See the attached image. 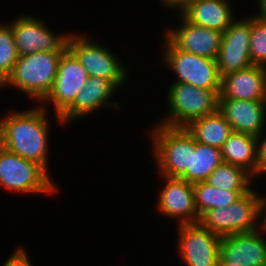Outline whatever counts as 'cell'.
<instances>
[{
    "mask_svg": "<svg viewBox=\"0 0 266 266\" xmlns=\"http://www.w3.org/2000/svg\"><path fill=\"white\" fill-rule=\"evenodd\" d=\"M49 121L44 105L0 120V145L48 170Z\"/></svg>",
    "mask_w": 266,
    "mask_h": 266,
    "instance_id": "6da1fadb",
    "label": "cell"
},
{
    "mask_svg": "<svg viewBox=\"0 0 266 266\" xmlns=\"http://www.w3.org/2000/svg\"><path fill=\"white\" fill-rule=\"evenodd\" d=\"M62 53L36 52L19 56L0 88L14 86L42 103L52 89Z\"/></svg>",
    "mask_w": 266,
    "mask_h": 266,
    "instance_id": "7a4b0ae2",
    "label": "cell"
},
{
    "mask_svg": "<svg viewBox=\"0 0 266 266\" xmlns=\"http://www.w3.org/2000/svg\"><path fill=\"white\" fill-rule=\"evenodd\" d=\"M153 158L162 176L181 177L191 170V150H195V137L186 127L157 124L151 131Z\"/></svg>",
    "mask_w": 266,
    "mask_h": 266,
    "instance_id": "3957f363",
    "label": "cell"
},
{
    "mask_svg": "<svg viewBox=\"0 0 266 266\" xmlns=\"http://www.w3.org/2000/svg\"><path fill=\"white\" fill-rule=\"evenodd\" d=\"M167 92L169 117L157 122L169 127H186L193 120L218 110L221 90H206L191 84L172 82Z\"/></svg>",
    "mask_w": 266,
    "mask_h": 266,
    "instance_id": "277c9868",
    "label": "cell"
},
{
    "mask_svg": "<svg viewBox=\"0 0 266 266\" xmlns=\"http://www.w3.org/2000/svg\"><path fill=\"white\" fill-rule=\"evenodd\" d=\"M260 197L253 189L227 207L206 211L199 223L221 237L259 229ZM257 219L260 220L257 222Z\"/></svg>",
    "mask_w": 266,
    "mask_h": 266,
    "instance_id": "5b68a950",
    "label": "cell"
},
{
    "mask_svg": "<svg viewBox=\"0 0 266 266\" xmlns=\"http://www.w3.org/2000/svg\"><path fill=\"white\" fill-rule=\"evenodd\" d=\"M0 187L24 194H51L57 190V186L41 165L26 160L1 145Z\"/></svg>",
    "mask_w": 266,
    "mask_h": 266,
    "instance_id": "8992f818",
    "label": "cell"
},
{
    "mask_svg": "<svg viewBox=\"0 0 266 266\" xmlns=\"http://www.w3.org/2000/svg\"><path fill=\"white\" fill-rule=\"evenodd\" d=\"M163 63L177 74L172 82L191 84L200 89L221 90L217 60L184 52L178 49L166 36Z\"/></svg>",
    "mask_w": 266,
    "mask_h": 266,
    "instance_id": "52a82bcc",
    "label": "cell"
},
{
    "mask_svg": "<svg viewBox=\"0 0 266 266\" xmlns=\"http://www.w3.org/2000/svg\"><path fill=\"white\" fill-rule=\"evenodd\" d=\"M67 48L86 69L89 77H100L110 81L117 89L127 78L125 65L111 51L90 38L69 34Z\"/></svg>",
    "mask_w": 266,
    "mask_h": 266,
    "instance_id": "ba28073f",
    "label": "cell"
},
{
    "mask_svg": "<svg viewBox=\"0 0 266 266\" xmlns=\"http://www.w3.org/2000/svg\"><path fill=\"white\" fill-rule=\"evenodd\" d=\"M9 25L19 56L36 52H63L67 48L69 34L57 35L48 29L44 20L26 14L17 17Z\"/></svg>",
    "mask_w": 266,
    "mask_h": 266,
    "instance_id": "9c48e42d",
    "label": "cell"
},
{
    "mask_svg": "<svg viewBox=\"0 0 266 266\" xmlns=\"http://www.w3.org/2000/svg\"><path fill=\"white\" fill-rule=\"evenodd\" d=\"M178 253L186 266H218L221 236L200 223L178 225Z\"/></svg>",
    "mask_w": 266,
    "mask_h": 266,
    "instance_id": "30bf717a",
    "label": "cell"
},
{
    "mask_svg": "<svg viewBox=\"0 0 266 266\" xmlns=\"http://www.w3.org/2000/svg\"><path fill=\"white\" fill-rule=\"evenodd\" d=\"M88 78L86 69L66 48L61 55L52 89L42 101L43 104L52 101L56 117L61 124L59 116L73 103L78 91L87 83Z\"/></svg>",
    "mask_w": 266,
    "mask_h": 266,
    "instance_id": "8fae6325",
    "label": "cell"
},
{
    "mask_svg": "<svg viewBox=\"0 0 266 266\" xmlns=\"http://www.w3.org/2000/svg\"><path fill=\"white\" fill-rule=\"evenodd\" d=\"M251 18L234 20L222 33L217 58L219 75L223 76L250 67L252 64L249 44Z\"/></svg>",
    "mask_w": 266,
    "mask_h": 266,
    "instance_id": "7c38bea8",
    "label": "cell"
},
{
    "mask_svg": "<svg viewBox=\"0 0 266 266\" xmlns=\"http://www.w3.org/2000/svg\"><path fill=\"white\" fill-rule=\"evenodd\" d=\"M166 182L158 195L157 207L162 215L178 219V224L199 223L193 184L179 177L163 176Z\"/></svg>",
    "mask_w": 266,
    "mask_h": 266,
    "instance_id": "4fadbf2b",
    "label": "cell"
},
{
    "mask_svg": "<svg viewBox=\"0 0 266 266\" xmlns=\"http://www.w3.org/2000/svg\"><path fill=\"white\" fill-rule=\"evenodd\" d=\"M179 14L180 27L169 29L164 35L184 52L217 60L222 32L193 24Z\"/></svg>",
    "mask_w": 266,
    "mask_h": 266,
    "instance_id": "5bb4252c",
    "label": "cell"
},
{
    "mask_svg": "<svg viewBox=\"0 0 266 266\" xmlns=\"http://www.w3.org/2000/svg\"><path fill=\"white\" fill-rule=\"evenodd\" d=\"M218 111L231 125L233 132L257 138L263 135L266 128V101L224 99L219 95Z\"/></svg>",
    "mask_w": 266,
    "mask_h": 266,
    "instance_id": "9a60e30c",
    "label": "cell"
},
{
    "mask_svg": "<svg viewBox=\"0 0 266 266\" xmlns=\"http://www.w3.org/2000/svg\"><path fill=\"white\" fill-rule=\"evenodd\" d=\"M260 229L229 234L220 240L218 261H229L243 266H266V241Z\"/></svg>",
    "mask_w": 266,
    "mask_h": 266,
    "instance_id": "2e32d148",
    "label": "cell"
},
{
    "mask_svg": "<svg viewBox=\"0 0 266 266\" xmlns=\"http://www.w3.org/2000/svg\"><path fill=\"white\" fill-rule=\"evenodd\" d=\"M115 89L117 88L106 79L89 77L87 83L78 91L73 103L59 116L60 121L63 124L71 123L72 120L75 122L102 107L119 109L117 102L109 101Z\"/></svg>",
    "mask_w": 266,
    "mask_h": 266,
    "instance_id": "e0dca14e",
    "label": "cell"
},
{
    "mask_svg": "<svg viewBox=\"0 0 266 266\" xmlns=\"http://www.w3.org/2000/svg\"><path fill=\"white\" fill-rule=\"evenodd\" d=\"M224 99L266 101V67L251 65L222 77Z\"/></svg>",
    "mask_w": 266,
    "mask_h": 266,
    "instance_id": "ac0fdd59",
    "label": "cell"
},
{
    "mask_svg": "<svg viewBox=\"0 0 266 266\" xmlns=\"http://www.w3.org/2000/svg\"><path fill=\"white\" fill-rule=\"evenodd\" d=\"M230 0H192L181 14L193 24L224 32L235 20Z\"/></svg>",
    "mask_w": 266,
    "mask_h": 266,
    "instance_id": "d6986e66",
    "label": "cell"
},
{
    "mask_svg": "<svg viewBox=\"0 0 266 266\" xmlns=\"http://www.w3.org/2000/svg\"><path fill=\"white\" fill-rule=\"evenodd\" d=\"M258 139L249 134L232 132L221 148L223 162L245 169L255 179Z\"/></svg>",
    "mask_w": 266,
    "mask_h": 266,
    "instance_id": "ffe728a7",
    "label": "cell"
},
{
    "mask_svg": "<svg viewBox=\"0 0 266 266\" xmlns=\"http://www.w3.org/2000/svg\"><path fill=\"white\" fill-rule=\"evenodd\" d=\"M186 128L197 142L219 149L233 132L231 125L218 110L193 120Z\"/></svg>",
    "mask_w": 266,
    "mask_h": 266,
    "instance_id": "44dd1931",
    "label": "cell"
},
{
    "mask_svg": "<svg viewBox=\"0 0 266 266\" xmlns=\"http://www.w3.org/2000/svg\"><path fill=\"white\" fill-rule=\"evenodd\" d=\"M222 162L221 149L195 140V150H191V170H186L180 178L191 184L204 182Z\"/></svg>",
    "mask_w": 266,
    "mask_h": 266,
    "instance_id": "7402d4cb",
    "label": "cell"
},
{
    "mask_svg": "<svg viewBox=\"0 0 266 266\" xmlns=\"http://www.w3.org/2000/svg\"><path fill=\"white\" fill-rule=\"evenodd\" d=\"M195 207L199 217L206 211L219 207H227L251 190H224L208 183L193 184Z\"/></svg>",
    "mask_w": 266,
    "mask_h": 266,
    "instance_id": "603a6c76",
    "label": "cell"
},
{
    "mask_svg": "<svg viewBox=\"0 0 266 266\" xmlns=\"http://www.w3.org/2000/svg\"><path fill=\"white\" fill-rule=\"evenodd\" d=\"M252 175L245 169L222 162L206 179V183L224 190H252L250 187Z\"/></svg>",
    "mask_w": 266,
    "mask_h": 266,
    "instance_id": "cb8c5ba5",
    "label": "cell"
},
{
    "mask_svg": "<svg viewBox=\"0 0 266 266\" xmlns=\"http://www.w3.org/2000/svg\"><path fill=\"white\" fill-rule=\"evenodd\" d=\"M7 25L0 24V85L10 75L19 57L12 28Z\"/></svg>",
    "mask_w": 266,
    "mask_h": 266,
    "instance_id": "d4e9b609",
    "label": "cell"
},
{
    "mask_svg": "<svg viewBox=\"0 0 266 266\" xmlns=\"http://www.w3.org/2000/svg\"><path fill=\"white\" fill-rule=\"evenodd\" d=\"M249 50L252 64L266 67V22L255 15L251 17Z\"/></svg>",
    "mask_w": 266,
    "mask_h": 266,
    "instance_id": "484cf974",
    "label": "cell"
},
{
    "mask_svg": "<svg viewBox=\"0 0 266 266\" xmlns=\"http://www.w3.org/2000/svg\"><path fill=\"white\" fill-rule=\"evenodd\" d=\"M262 141H261V139ZM258 139L257 145V166L255 171V177L259 174L266 173V136H262Z\"/></svg>",
    "mask_w": 266,
    "mask_h": 266,
    "instance_id": "4316f807",
    "label": "cell"
},
{
    "mask_svg": "<svg viewBox=\"0 0 266 266\" xmlns=\"http://www.w3.org/2000/svg\"><path fill=\"white\" fill-rule=\"evenodd\" d=\"M2 266H32L29 256L21 247L14 250L13 254L3 263Z\"/></svg>",
    "mask_w": 266,
    "mask_h": 266,
    "instance_id": "83f0119b",
    "label": "cell"
},
{
    "mask_svg": "<svg viewBox=\"0 0 266 266\" xmlns=\"http://www.w3.org/2000/svg\"><path fill=\"white\" fill-rule=\"evenodd\" d=\"M191 1L192 0H161V3L165 7L168 6V10L169 8H176L180 11L179 13H181Z\"/></svg>",
    "mask_w": 266,
    "mask_h": 266,
    "instance_id": "f1b7e54d",
    "label": "cell"
},
{
    "mask_svg": "<svg viewBox=\"0 0 266 266\" xmlns=\"http://www.w3.org/2000/svg\"><path fill=\"white\" fill-rule=\"evenodd\" d=\"M266 195L265 197L262 195V197H260V216H264L266 215ZM264 212V213H263ZM264 214V215H263ZM265 218L260 222L261 227H259V229H261L262 231L264 230V232L266 231V216H264Z\"/></svg>",
    "mask_w": 266,
    "mask_h": 266,
    "instance_id": "f546056e",
    "label": "cell"
},
{
    "mask_svg": "<svg viewBox=\"0 0 266 266\" xmlns=\"http://www.w3.org/2000/svg\"><path fill=\"white\" fill-rule=\"evenodd\" d=\"M257 2L259 5V12L255 16L266 22V0H257Z\"/></svg>",
    "mask_w": 266,
    "mask_h": 266,
    "instance_id": "4dcf8cb0",
    "label": "cell"
},
{
    "mask_svg": "<svg viewBox=\"0 0 266 266\" xmlns=\"http://www.w3.org/2000/svg\"><path fill=\"white\" fill-rule=\"evenodd\" d=\"M218 266H243V265L229 261H218Z\"/></svg>",
    "mask_w": 266,
    "mask_h": 266,
    "instance_id": "1f68e13d",
    "label": "cell"
}]
</instances>
